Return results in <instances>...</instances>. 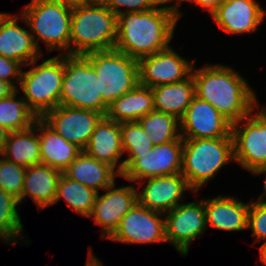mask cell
Here are the masks:
<instances>
[{
	"label": "cell",
	"mask_w": 266,
	"mask_h": 266,
	"mask_svg": "<svg viewBox=\"0 0 266 266\" xmlns=\"http://www.w3.org/2000/svg\"><path fill=\"white\" fill-rule=\"evenodd\" d=\"M192 78L195 94L211 104L231 124L247 117L260 104L256 91L241 73L226 64L206 63Z\"/></svg>",
	"instance_id": "6da1fadb"
},
{
	"label": "cell",
	"mask_w": 266,
	"mask_h": 266,
	"mask_svg": "<svg viewBox=\"0 0 266 266\" xmlns=\"http://www.w3.org/2000/svg\"><path fill=\"white\" fill-rule=\"evenodd\" d=\"M177 24L162 4L144 12L119 14L114 49L137 60L155 54L171 46Z\"/></svg>",
	"instance_id": "7a4b0ae2"
},
{
	"label": "cell",
	"mask_w": 266,
	"mask_h": 266,
	"mask_svg": "<svg viewBox=\"0 0 266 266\" xmlns=\"http://www.w3.org/2000/svg\"><path fill=\"white\" fill-rule=\"evenodd\" d=\"M116 38L117 15L100 0L72 7L69 55L114 49Z\"/></svg>",
	"instance_id": "3957f363"
},
{
	"label": "cell",
	"mask_w": 266,
	"mask_h": 266,
	"mask_svg": "<svg viewBox=\"0 0 266 266\" xmlns=\"http://www.w3.org/2000/svg\"><path fill=\"white\" fill-rule=\"evenodd\" d=\"M234 162L233 137L183 139L181 174L194 195L225 165Z\"/></svg>",
	"instance_id": "277c9868"
},
{
	"label": "cell",
	"mask_w": 266,
	"mask_h": 266,
	"mask_svg": "<svg viewBox=\"0 0 266 266\" xmlns=\"http://www.w3.org/2000/svg\"><path fill=\"white\" fill-rule=\"evenodd\" d=\"M72 7L49 0H32L20 12V20L29 27L41 53V42L48 52L69 54Z\"/></svg>",
	"instance_id": "5b68a950"
},
{
	"label": "cell",
	"mask_w": 266,
	"mask_h": 266,
	"mask_svg": "<svg viewBox=\"0 0 266 266\" xmlns=\"http://www.w3.org/2000/svg\"><path fill=\"white\" fill-rule=\"evenodd\" d=\"M33 60L22 70L17 90L22 92V98L28 107L41 118L46 112L60 105V94L64 76V55L54 57L38 63Z\"/></svg>",
	"instance_id": "8992f818"
},
{
	"label": "cell",
	"mask_w": 266,
	"mask_h": 266,
	"mask_svg": "<svg viewBox=\"0 0 266 266\" xmlns=\"http://www.w3.org/2000/svg\"><path fill=\"white\" fill-rule=\"evenodd\" d=\"M60 105L99 112L105 116L108 103L99 92L97 73L84 55H64Z\"/></svg>",
	"instance_id": "52a82bcc"
},
{
	"label": "cell",
	"mask_w": 266,
	"mask_h": 266,
	"mask_svg": "<svg viewBox=\"0 0 266 266\" xmlns=\"http://www.w3.org/2000/svg\"><path fill=\"white\" fill-rule=\"evenodd\" d=\"M94 67L99 92L110 104L139 84L138 60L115 49L94 51L84 55Z\"/></svg>",
	"instance_id": "ba28073f"
},
{
	"label": "cell",
	"mask_w": 266,
	"mask_h": 266,
	"mask_svg": "<svg viewBox=\"0 0 266 266\" xmlns=\"http://www.w3.org/2000/svg\"><path fill=\"white\" fill-rule=\"evenodd\" d=\"M255 112V113H254ZM234 163L249 173L266 166V106L232 124Z\"/></svg>",
	"instance_id": "9c48e42d"
},
{
	"label": "cell",
	"mask_w": 266,
	"mask_h": 266,
	"mask_svg": "<svg viewBox=\"0 0 266 266\" xmlns=\"http://www.w3.org/2000/svg\"><path fill=\"white\" fill-rule=\"evenodd\" d=\"M120 177L132 184L147 178L181 173L183 140L153 146L145 154H128Z\"/></svg>",
	"instance_id": "30bf717a"
},
{
	"label": "cell",
	"mask_w": 266,
	"mask_h": 266,
	"mask_svg": "<svg viewBox=\"0 0 266 266\" xmlns=\"http://www.w3.org/2000/svg\"><path fill=\"white\" fill-rule=\"evenodd\" d=\"M167 243L182 256L189 254L192 241L205 233V199L181 203L164 214Z\"/></svg>",
	"instance_id": "8fae6325"
},
{
	"label": "cell",
	"mask_w": 266,
	"mask_h": 266,
	"mask_svg": "<svg viewBox=\"0 0 266 266\" xmlns=\"http://www.w3.org/2000/svg\"><path fill=\"white\" fill-rule=\"evenodd\" d=\"M196 63L174 50L173 46L138 60L139 84L146 87L182 82L188 79Z\"/></svg>",
	"instance_id": "7c38bea8"
},
{
	"label": "cell",
	"mask_w": 266,
	"mask_h": 266,
	"mask_svg": "<svg viewBox=\"0 0 266 266\" xmlns=\"http://www.w3.org/2000/svg\"><path fill=\"white\" fill-rule=\"evenodd\" d=\"M108 240L126 244L166 243L164 214L136 202Z\"/></svg>",
	"instance_id": "4fadbf2b"
},
{
	"label": "cell",
	"mask_w": 266,
	"mask_h": 266,
	"mask_svg": "<svg viewBox=\"0 0 266 266\" xmlns=\"http://www.w3.org/2000/svg\"><path fill=\"white\" fill-rule=\"evenodd\" d=\"M137 191L132 184L117 187L115 180L105 193L97 194L88 218L101 227V238L107 240L117 230L123 216L138 202Z\"/></svg>",
	"instance_id": "5bb4252c"
},
{
	"label": "cell",
	"mask_w": 266,
	"mask_h": 266,
	"mask_svg": "<svg viewBox=\"0 0 266 266\" xmlns=\"http://www.w3.org/2000/svg\"><path fill=\"white\" fill-rule=\"evenodd\" d=\"M103 116L91 110L58 105L46 112L41 119L68 142L83 150Z\"/></svg>",
	"instance_id": "9a60e30c"
},
{
	"label": "cell",
	"mask_w": 266,
	"mask_h": 266,
	"mask_svg": "<svg viewBox=\"0 0 266 266\" xmlns=\"http://www.w3.org/2000/svg\"><path fill=\"white\" fill-rule=\"evenodd\" d=\"M232 124L211 104L197 96L180 120L182 139H216L232 136Z\"/></svg>",
	"instance_id": "2e32d148"
},
{
	"label": "cell",
	"mask_w": 266,
	"mask_h": 266,
	"mask_svg": "<svg viewBox=\"0 0 266 266\" xmlns=\"http://www.w3.org/2000/svg\"><path fill=\"white\" fill-rule=\"evenodd\" d=\"M137 183L138 202L149 210L163 214L181 204L186 198V191L194 193L181 173L147 178ZM141 186L143 190L139 191Z\"/></svg>",
	"instance_id": "e0dca14e"
},
{
	"label": "cell",
	"mask_w": 266,
	"mask_h": 266,
	"mask_svg": "<svg viewBox=\"0 0 266 266\" xmlns=\"http://www.w3.org/2000/svg\"><path fill=\"white\" fill-rule=\"evenodd\" d=\"M265 16V8L256 0H224L211 14L214 23L232 35L256 33Z\"/></svg>",
	"instance_id": "ac0fdd59"
},
{
	"label": "cell",
	"mask_w": 266,
	"mask_h": 266,
	"mask_svg": "<svg viewBox=\"0 0 266 266\" xmlns=\"http://www.w3.org/2000/svg\"><path fill=\"white\" fill-rule=\"evenodd\" d=\"M20 14L0 12V55L23 66L44 56L26 26H20Z\"/></svg>",
	"instance_id": "d6986e66"
},
{
	"label": "cell",
	"mask_w": 266,
	"mask_h": 266,
	"mask_svg": "<svg viewBox=\"0 0 266 266\" xmlns=\"http://www.w3.org/2000/svg\"><path fill=\"white\" fill-rule=\"evenodd\" d=\"M83 151L92 158L108 164L119 175L123 172L124 156L121 144V123L103 116L97 123Z\"/></svg>",
	"instance_id": "ffe728a7"
},
{
	"label": "cell",
	"mask_w": 266,
	"mask_h": 266,
	"mask_svg": "<svg viewBox=\"0 0 266 266\" xmlns=\"http://www.w3.org/2000/svg\"><path fill=\"white\" fill-rule=\"evenodd\" d=\"M250 202L235 196L219 194L205 199L206 226L219 231L239 232L247 230Z\"/></svg>",
	"instance_id": "44dd1931"
},
{
	"label": "cell",
	"mask_w": 266,
	"mask_h": 266,
	"mask_svg": "<svg viewBox=\"0 0 266 266\" xmlns=\"http://www.w3.org/2000/svg\"><path fill=\"white\" fill-rule=\"evenodd\" d=\"M62 172L45 164H37L26 168L21 204L26 198L35 202L39 210L54 205L57 185Z\"/></svg>",
	"instance_id": "7402d4cb"
},
{
	"label": "cell",
	"mask_w": 266,
	"mask_h": 266,
	"mask_svg": "<svg viewBox=\"0 0 266 266\" xmlns=\"http://www.w3.org/2000/svg\"><path fill=\"white\" fill-rule=\"evenodd\" d=\"M62 173L98 193L108 188L118 176L120 178L111 166L92 158L84 151Z\"/></svg>",
	"instance_id": "603a6c76"
},
{
	"label": "cell",
	"mask_w": 266,
	"mask_h": 266,
	"mask_svg": "<svg viewBox=\"0 0 266 266\" xmlns=\"http://www.w3.org/2000/svg\"><path fill=\"white\" fill-rule=\"evenodd\" d=\"M41 163L63 172L83 151L76 144L68 142L41 118H38Z\"/></svg>",
	"instance_id": "cb8c5ba5"
},
{
	"label": "cell",
	"mask_w": 266,
	"mask_h": 266,
	"mask_svg": "<svg viewBox=\"0 0 266 266\" xmlns=\"http://www.w3.org/2000/svg\"><path fill=\"white\" fill-rule=\"evenodd\" d=\"M154 110L150 87L138 84L134 89L113 100L105 116L117 123L138 121Z\"/></svg>",
	"instance_id": "d4e9b609"
},
{
	"label": "cell",
	"mask_w": 266,
	"mask_h": 266,
	"mask_svg": "<svg viewBox=\"0 0 266 266\" xmlns=\"http://www.w3.org/2000/svg\"><path fill=\"white\" fill-rule=\"evenodd\" d=\"M151 90L154 110L170 114L179 120L185 115L188 106L196 96L192 75L182 82L155 86Z\"/></svg>",
	"instance_id": "484cf974"
},
{
	"label": "cell",
	"mask_w": 266,
	"mask_h": 266,
	"mask_svg": "<svg viewBox=\"0 0 266 266\" xmlns=\"http://www.w3.org/2000/svg\"><path fill=\"white\" fill-rule=\"evenodd\" d=\"M0 155L25 168L40 164L38 119L27 130L10 132L4 150Z\"/></svg>",
	"instance_id": "4316f807"
},
{
	"label": "cell",
	"mask_w": 266,
	"mask_h": 266,
	"mask_svg": "<svg viewBox=\"0 0 266 266\" xmlns=\"http://www.w3.org/2000/svg\"><path fill=\"white\" fill-rule=\"evenodd\" d=\"M98 192L84 184L73 181L63 173L60 175L54 205L63 199L71 209L82 217H89Z\"/></svg>",
	"instance_id": "83f0119b"
},
{
	"label": "cell",
	"mask_w": 266,
	"mask_h": 266,
	"mask_svg": "<svg viewBox=\"0 0 266 266\" xmlns=\"http://www.w3.org/2000/svg\"><path fill=\"white\" fill-rule=\"evenodd\" d=\"M19 201L12 195L0 189V239L5 244L17 245L19 241H25L29 246V239L22 240L24 226L19 214Z\"/></svg>",
	"instance_id": "f1b7e54d"
},
{
	"label": "cell",
	"mask_w": 266,
	"mask_h": 266,
	"mask_svg": "<svg viewBox=\"0 0 266 266\" xmlns=\"http://www.w3.org/2000/svg\"><path fill=\"white\" fill-rule=\"evenodd\" d=\"M17 95H19L18 90L0 100V125L10 132L27 130L38 119L22 95L21 98Z\"/></svg>",
	"instance_id": "f546056e"
},
{
	"label": "cell",
	"mask_w": 266,
	"mask_h": 266,
	"mask_svg": "<svg viewBox=\"0 0 266 266\" xmlns=\"http://www.w3.org/2000/svg\"><path fill=\"white\" fill-rule=\"evenodd\" d=\"M149 135L153 145L183 140L180 134V120L159 111H151L137 121Z\"/></svg>",
	"instance_id": "4dcf8cb0"
},
{
	"label": "cell",
	"mask_w": 266,
	"mask_h": 266,
	"mask_svg": "<svg viewBox=\"0 0 266 266\" xmlns=\"http://www.w3.org/2000/svg\"><path fill=\"white\" fill-rule=\"evenodd\" d=\"M121 144L124 154H145L154 146L137 121L121 123Z\"/></svg>",
	"instance_id": "1f68e13d"
},
{
	"label": "cell",
	"mask_w": 266,
	"mask_h": 266,
	"mask_svg": "<svg viewBox=\"0 0 266 266\" xmlns=\"http://www.w3.org/2000/svg\"><path fill=\"white\" fill-rule=\"evenodd\" d=\"M26 168L0 155V189L15 197L21 205Z\"/></svg>",
	"instance_id": "d6a6232c"
},
{
	"label": "cell",
	"mask_w": 266,
	"mask_h": 266,
	"mask_svg": "<svg viewBox=\"0 0 266 266\" xmlns=\"http://www.w3.org/2000/svg\"><path fill=\"white\" fill-rule=\"evenodd\" d=\"M247 230L252 231L254 245L266 242V205L258 204L253 199L248 211Z\"/></svg>",
	"instance_id": "836d02e7"
},
{
	"label": "cell",
	"mask_w": 266,
	"mask_h": 266,
	"mask_svg": "<svg viewBox=\"0 0 266 266\" xmlns=\"http://www.w3.org/2000/svg\"><path fill=\"white\" fill-rule=\"evenodd\" d=\"M117 16L131 12H144L162 4L161 0H100ZM123 8V9H122Z\"/></svg>",
	"instance_id": "e575fe53"
},
{
	"label": "cell",
	"mask_w": 266,
	"mask_h": 266,
	"mask_svg": "<svg viewBox=\"0 0 266 266\" xmlns=\"http://www.w3.org/2000/svg\"><path fill=\"white\" fill-rule=\"evenodd\" d=\"M23 67L18 61L0 55V79L11 83L16 89L20 83Z\"/></svg>",
	"instance_id": "d590c367"
},
{
	"label": "cell",
	"mask_w": 266,
	"mask_h": 266,
	"mask_svg": "<svg viewBox=\"0 0 266 266\" xmlns=\"http://www.w3.org/2000/svg\"><path fill=\"white\" fill-rule=\"evenodd\" d=\"M196 3V0H161L162 5L178 20L183 15L180 6L183 2ZM170 3V4H169Z\"/></svg>",
	"instance_id": "8d00e7d4"
},
{
	"label": "cell",
	"mask_w": 266,
	"mask_h": 266,
	"mask_svg": "<svg viewBox=\"0 0 266 266\" xmlns=\"http://www.w3.org/2000/svg\"><path fill=\"white\" fill-rule=\"evenodd\" d=\"M224 0H196L195 5L211 15Z\"/></svg>",
	"instance_id": "74e56055"
},
{
	"label": "cell",
	"mask_w": 266,
	"mask_h": 266,
	"mask_svg": "<svg viewBox=\"0 0 266 266\" xmlns=\"http://www.w3.org/2000/svg\"><path fill=\"white\" fill-rule=\"evenodd\" d=\"M251 174H254V175H261V174H264L265 175V178L263 180V192L261 193V195L254 201L258 204H263V205H266V166L265 167H261V168H258L257 170L253 171Z\"/></svg>",
	"instance_id": "f35d334b"
},
{
	"label": "cell",
	"mask_w": 266,
	"mask_h": 266,
	"mask_svg": "<svg viewBox=\"0 0 266 266\" xmlns=\"http://www.w3.org/2000/svg\"><path fill=\"white\" fill-rule=\"evenodd\" d=\"M17 89L9 82L0 79V100L10 96Z\"/></svg>",
	"instance_id": "ab89813d"
},
{
	"label": "cell",
	"mask_w": 266,
	"mask_h": 266,
	"mask_svg": "<svg viewBox=\"0 0 266 266\" xmlns=\"http://www.w3.org/2000/svg\"><path fill=\"white\" fill-rule=\"evenodd\" d=\"M88 258L86 260L85 266H104L102 261L94 255V251L92 250L91 246L88 248Z\"/></svg>",
	"instance_id": "60d3db41"
},
{
	"label": "cell",
	"mask_w": 266,
	"mask_h": 266,
	"mask_svg": "<svg viewBox=\"0 0 266 266\" xmlns=\"http://www.w3.org/2000/svg\"><path fill=\"white\" fill-rule=\"evenodd\" d=\"M10 131L0 125V154L3 152Z\"/></svg>",
	"instance_id": "b9f144b4"
},
{
	"label": "cell",
	"mask_w": 266,
	"mask_h": 266,
	"mask_svg": "<svg viewBox=\"0 0 266 266\" xmlns=\"http://www.w3.org/2000/svg\"><path fill=\"white\" fill-rule=\"evenodd\" d=\"M49 1L57 2V3H60V4H64V5H68L70 7H75L78 4L84 3V2H86L88 0H49Z\"/></svg>",
	"instance_id": "7bdbcfd3"
},
{
	"label": "cell",
	"mask_w": 266,
	"mask_h": 266,
	"mask_svg": "<svg viewBox=\"0 0 266 266\" xmlns=\"http://www.w3.org/2000/svg\"><path fill=\"white\" fill-rule=\"evenodd\" d=\"M259 253H260V259L259 262H261V266H266V242L262 243L259 247Z\"/></svg>",
	"instance_id": "ee69618b"
}]
</instances>
